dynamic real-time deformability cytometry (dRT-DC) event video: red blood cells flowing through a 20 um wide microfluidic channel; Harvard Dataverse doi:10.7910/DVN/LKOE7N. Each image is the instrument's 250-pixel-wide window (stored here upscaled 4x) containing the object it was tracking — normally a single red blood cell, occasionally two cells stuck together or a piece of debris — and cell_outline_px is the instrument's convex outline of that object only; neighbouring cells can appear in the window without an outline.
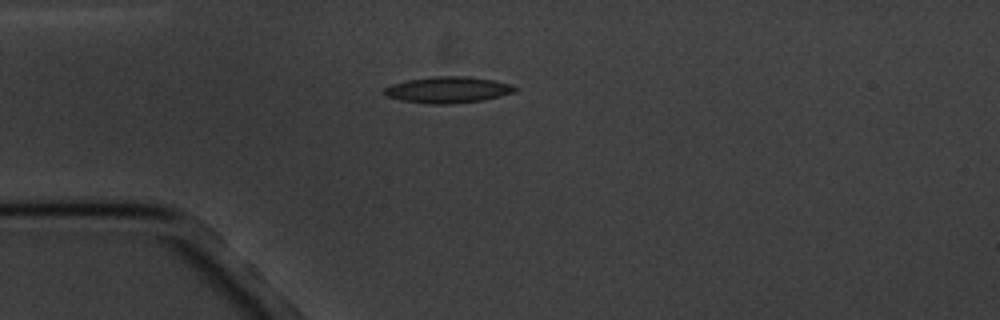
{"species": "common noctule bat (a hibernating species)", "species_latin": "Nyctalus noctula", "temperature_condition": "cold", "stored_images_in_passage": 13, "camera_frame_rate_fps": 3000, "um_per_image_px": 0.085, "animal": {"sex": "male", "body_mass_g": 20.1, "forearm_length_mm": 53.5}, "frame": {"image": 1, "passage_image": 1, "time_ms": 0.0, "image_size_px": [1000, 320], "cell_outline_px": [[520, 88], [516, 92], [484, 100], [448, 104], [428, 104], [400, 100], [388, 96], [380, 92], [384, 88], [392, 84], [408, 80], [432, 76], [468, 76], [492, 80], [508, 84]], "centroid_in_image_um": [38.06, 7.63], "position_along_channel_um": 46.9, "area_um2": 20.11}}
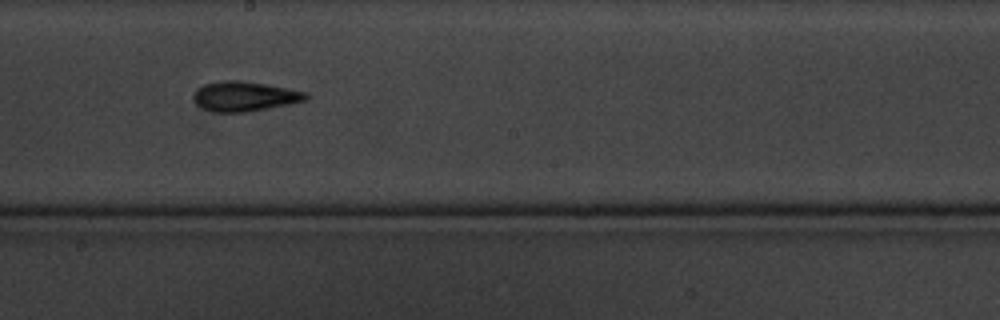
{"frame": {"image": 2, "passage_image": 6, "time_ms": 5.667, "image_size_px": [1000, 320], "cell_outline_px": [[308, 96], [304, 100], [288, 104], [248, 112], [212, 112], [196, 104], [192, 100], [192, 96], [204, 84], [220, 80], [240, 80], [268, 84], [304, 92]], "centroid_in_image_um": [20.73, 8.18], "position_along_channel_um": 227.5, "area_um2": 19.36}}
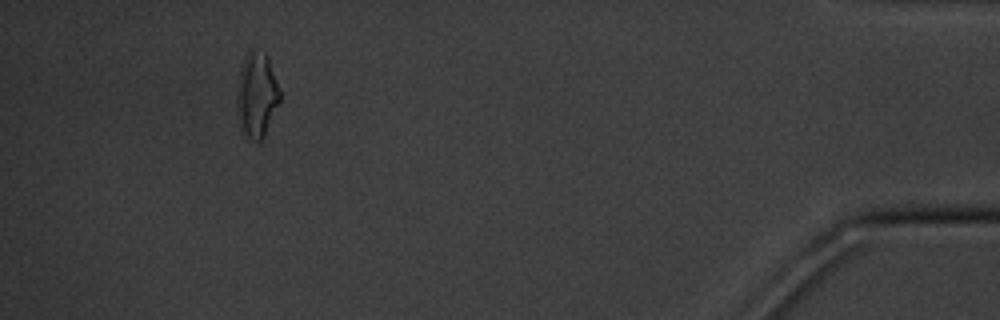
{"frame": {"image": 3, "passage_image": 12, "time_ms": 13.0, "image_size_px": [1000, 320], "cell_outline_px": [[280, 100], [264, 136], [256, 144], [244, 132], [240, 124], [236, 108], [236, 88], [240, 68], [244, 56], [252, 48], [264, 52], [268, 56], [280, 92]], "centroid_in_image_um": [21.8, 8.03], "position_along_channel_um": 413.4, "area_um2": 21.39}, "authors_computed_cell_mechanics": {"area_um2": 18.9006, "velocity_mm_per_s": 3.3985, "shape_relaxation_time_tau1_ms": 2.5447, "shape_relaxation_time_tau2_ms": 4.2255, "deformation_change_tau1": 0.0837, "deformation_change_tau2": 0.1082}}